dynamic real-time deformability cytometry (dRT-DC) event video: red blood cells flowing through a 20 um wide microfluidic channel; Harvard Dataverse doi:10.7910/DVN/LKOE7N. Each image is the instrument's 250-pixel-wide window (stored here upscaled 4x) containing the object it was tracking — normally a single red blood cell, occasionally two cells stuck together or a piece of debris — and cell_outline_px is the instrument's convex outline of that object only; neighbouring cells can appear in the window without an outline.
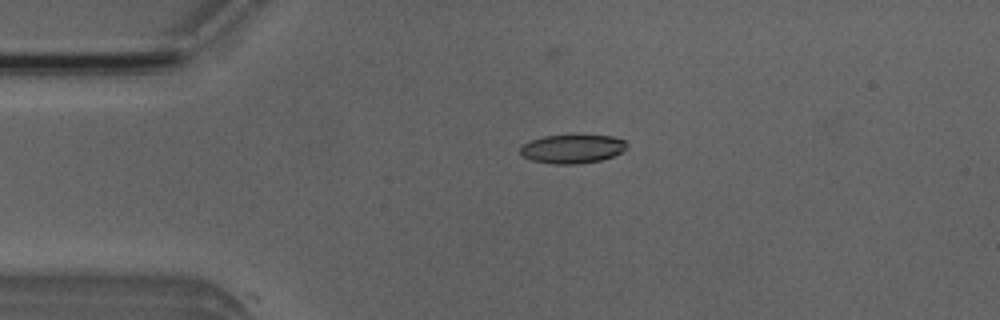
{"species": "Egyptian fruit bat (a non-hibernating species)", "species_latin": "Rousettus aegyptiacus", "temperature_condition": "room temperature", "stored_images_in_passage": 5, "camera_frame_rate_fps": 3000, "um_per_image_px": 0.085, "animal": {"sex": "male"}, "frame": {"image": 1, "passage_image": 3, "time_ms": 3.333, "image_size_px": [1000, 320], "cell_outline_px": [[628, 148], [612, 156], [600, 160], [576, 164], [552, 164], [532, 160], [524, 156], [520, 152], [520, 148], [524, 144], [532, 140], [544, 136], [612, 136], [624, 140], [628, 144]], "centroid_in_image_um": [48.66, 12.66], "position_along_channel_um": 36.3, "area_um2": 17.51}}